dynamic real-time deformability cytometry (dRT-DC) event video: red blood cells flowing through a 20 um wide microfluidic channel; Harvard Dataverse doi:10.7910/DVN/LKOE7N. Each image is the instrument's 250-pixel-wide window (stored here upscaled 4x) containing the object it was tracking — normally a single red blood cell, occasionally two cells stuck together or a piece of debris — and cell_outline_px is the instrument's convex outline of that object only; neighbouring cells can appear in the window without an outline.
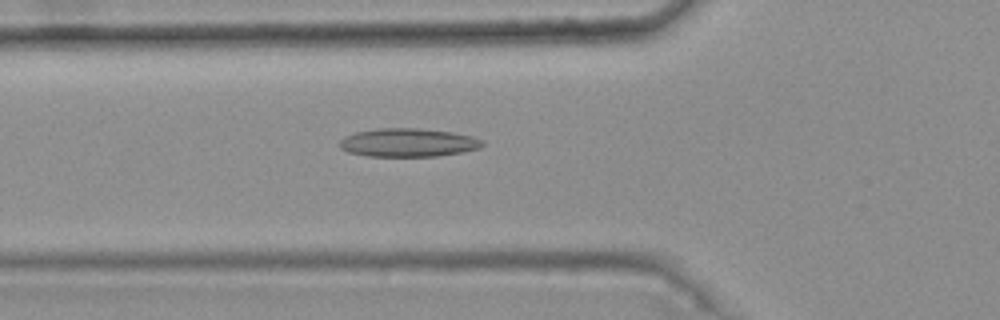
{"species": "common noctule bat (a hibernating species)", "species_latin": "Nyctalus noctula", "temperature_condition": "warm", "stored_images_in_passage": 48, "camera_frame_rate_fps": 3000, "um_per_image_px": 0.085, "animal": {"sex": "female", "body_mass_g": 25.1}, "frame": {"image": 1, "passage_image": 19, "time_ms": 6.0, "image_size_px": [1000, 320], "cell_outline_px": [[484, 144], [480, 148], [460, 152], [436, 156], [368, 156], [348, 152], [340, 148], [340, 140], [344, 136], [356, 132], [376, 128], [420, 128], [452, 132], [472, 136], [484, 140]], "centroid_in_image_um": [34.68, 12.11], "position_along_channel_um": 91.1, "area_um2": 23.7}}
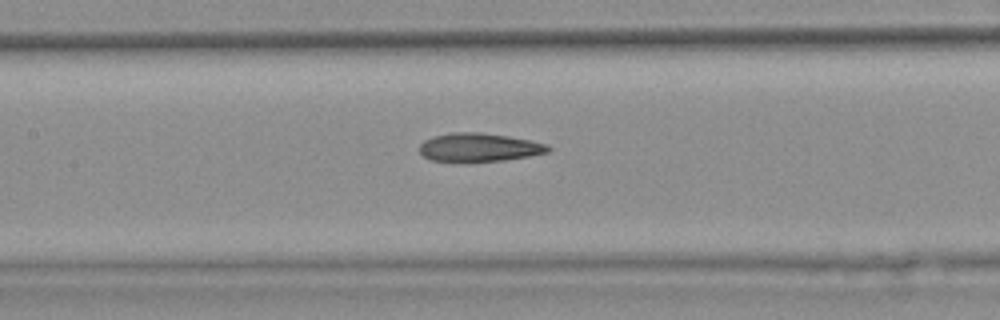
{"frame": {"image": 2, "passage_image": 25, "time_ms": 8.0, "image_size_px": [1000, 320], "cell_outline_px": [[552, 148], [548, 152], [528, 156], [504, 160], [428, 160], [420, 152], [420, 144], [424, 140], [432, 136], [452, 132], [480, 132], [508, 136], [548, 144]], "centroid_in_image_um": [40.72, 12.5], "position_along_channel_um": 166.7, "area_um2": 20.92}}
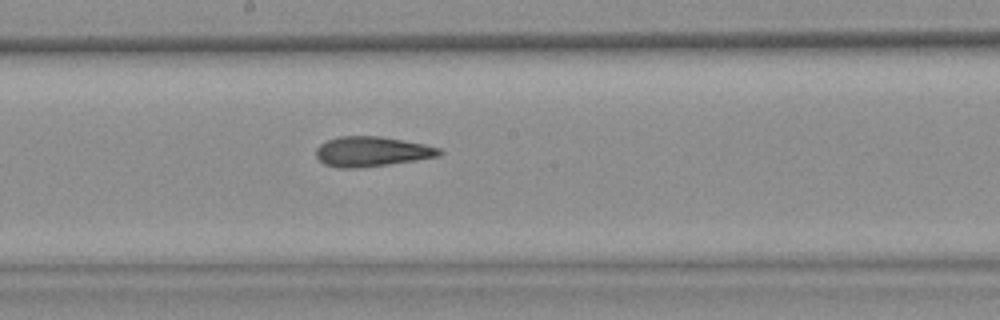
{"frame": {"image": 3, "passage_image": 29, "time_ms": 9.333, "image_size_px": [1000, 320], "cell_outline_px": [[444, 152], [440, 156], [416, 160], [360, 168], [336, 168], [324, 164], [316, 156], [316, 148], [320, 144], [328, 140], [340, 136], [380, 136], [424, 144], [440, 148]], "centroid_in_image_um": [31.6, 12.89], "position_along_channel_um": 216.6, "area_um2": 21.56}, "authors_computed_cell_mechanics": {"area_um2": 21.7617, "velocity_mm_per_s": 3.757, "shape_relaxation_time_tau1_ms": null, "shape_relaxation_time_tau2_ms": 3.8529, "deformation_change_tau1": null, "deformation_change_tau2": 0.1392}}